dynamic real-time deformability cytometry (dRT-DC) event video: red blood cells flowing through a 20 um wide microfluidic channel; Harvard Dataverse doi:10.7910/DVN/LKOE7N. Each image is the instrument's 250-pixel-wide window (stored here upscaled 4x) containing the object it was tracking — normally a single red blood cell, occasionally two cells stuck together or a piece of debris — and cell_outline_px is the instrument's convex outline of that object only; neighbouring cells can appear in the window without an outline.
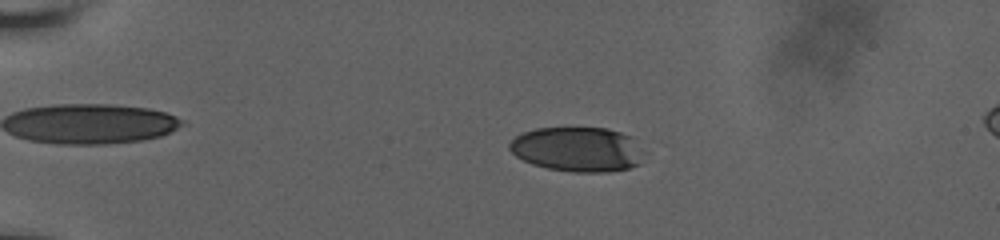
{"species": "human", "species_latin": "Homo sapiens", "temperature_condition": "room temperature", "stored_images_in_passage": 44, "camera_frame_rate_fps": 3000, "um_per_image_px": 0.085, "donor": {"sex": "male"}, "frame": {"image": 1, "passage_image": 11, "time_ms": 4.333, "image_size_px": [1000, 240], "cell_outline_px": [[648, 152], [640, 164], [628, 168], [608, 172], [572, 172], [548, 168], [532, 164], [516, 156], [508, 148], [508, 144], [520, 132], [536, 128], [608, 128], [632, 136]], "centroid_in_image_um": [49.16, 12.69], "position_along_channel_um": 35.8, "area_um2": 35.66}}
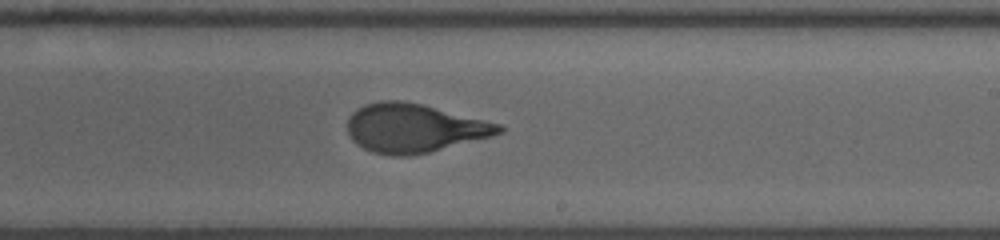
{"frame": {"image": 2, "passage_image": 29, "time_ms": 12.0, "image_size_px": [1000, 240], "cell_outline_px": [[504, 132], [492, 136], [428, 152], [408, 156], [392, 156], [372, 152], [356, 144], [352, 140], [348, 132], [348, 120], [352, 112], [356, 108], [364, 104], [380, 100], [404, 100], [500, 124], [504, 128]], "centroid_in_image_um": [35.15, 10.89], "position_along_channel_um": 253.9, "area_um2": 42.77}}
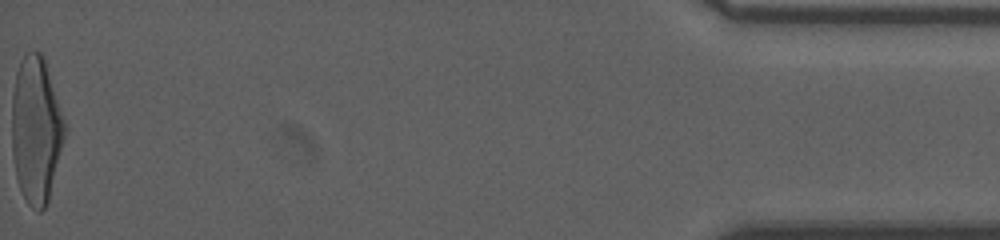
{"frame": {"image": 3, "passage_image": 44, "time_ms": 19.0, "image_size_px": [1000, 240], "cell_outline_px": [[68, 128], [48, 204], [40, 212], [36, 212], [28, 204], [20, 188], [16, 176], [12, 156], [12, 96], [16, 72], [20, 60], [24, 52], [40, 52], [44, 56]], "centroid_in_image_um": [3.09, 11.04], "position_along_channel_um": 432.1, "area_um2": 46.07}, "authors_computed_cell_mechanics": {"area_um2": 42.2229, "velocity_mm_per_s": 3.8061, "shape_relaxation_time_tau1_ms": 5.1266, "shape_relaxation_time_tau2_ms": null, "deformation_change_tau1": 0.2262, "deformation_change_tau2": null}}